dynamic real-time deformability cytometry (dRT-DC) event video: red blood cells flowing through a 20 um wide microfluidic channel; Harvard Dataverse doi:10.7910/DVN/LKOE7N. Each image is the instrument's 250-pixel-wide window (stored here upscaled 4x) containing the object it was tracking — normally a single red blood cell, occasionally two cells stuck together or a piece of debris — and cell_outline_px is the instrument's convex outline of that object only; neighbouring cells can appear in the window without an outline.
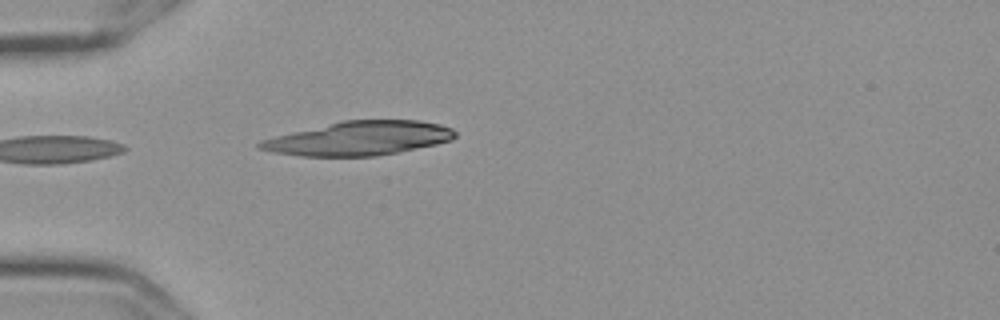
{"species": "Egyptian fruit bat (a non-hibernating species)", "species_latin": "Rousettus aegyptiacus", "temperature_condition": "cold", "stored_images_in_passage": 6, "camera_frame_rate_fps": 3000, "um_per_image_px": 0.085, "frame": {"image": 1, "passage_image": 1, "time_ms": 0.0, "image_size_px": [1000, 320], "cell_outline_px": [[456, 136], [452, 140], [436, 144], [376, 156], [300, 156], [272, 152], [256, 148], [256, 144], [260, 140], [292, 132], [344, 120], [420, 120], [440, 124], [452, 128], [456, 132]], "centroid_in_image_um": [30.51, 11.76], "position_along_channel_um": 54.5, "area_um2": 38.49}}
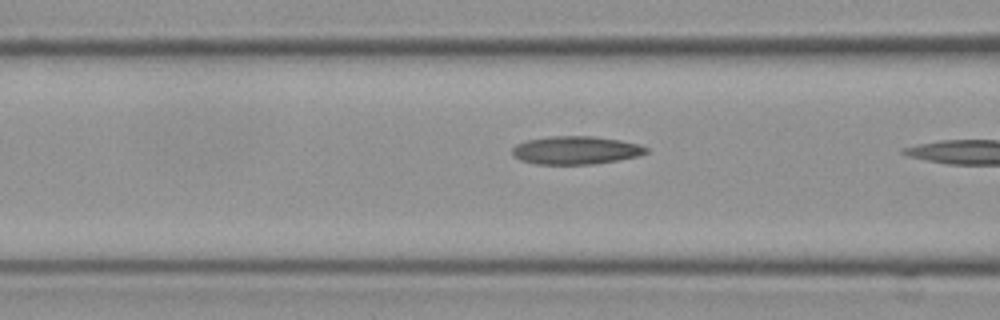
{"frame": {"image": 2, "passage_image": 4, "time_ms": 1.0, "image_size_px": [1000, 320], "cell_outline_px": [[648, 152], [640, 156], [592, 164], [536, 164], [520, 160], [512, 152], [512, 148], [516, 144], [528, 140], [548, 136], [592, 136], [620, 140], [640, 144], [648, 148]], "centroid_in_image_um": [48.96, 12.76], "position_along_channel_um": 117.6, "area_um2": 21.91}}